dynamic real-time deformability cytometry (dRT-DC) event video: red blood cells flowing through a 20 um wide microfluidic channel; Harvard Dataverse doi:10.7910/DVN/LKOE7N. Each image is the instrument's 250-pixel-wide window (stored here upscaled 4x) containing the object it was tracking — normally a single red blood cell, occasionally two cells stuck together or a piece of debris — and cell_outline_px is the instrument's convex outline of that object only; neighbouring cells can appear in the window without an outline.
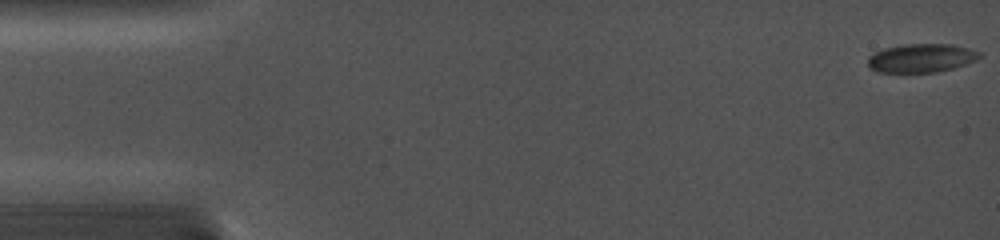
{"species": "common noctule bat (a hibernating species)", "species_latin": "Nyctalus noctula", "temperature_condition": "cold", "stored_images_in_passage": 39, "camera_frame_rate_fps": 5000, "um_per_image_px": 0.085, "animal": {"sex": "female", "body_mass_g": 19.0, "forearm_length_mm": 56.7}, "frame": {"image": 1, "passage_image": 1, "time_ms": 0.0, "image_size_px": [1000, 240], "cell_outline_px": [[980, 56], [976, 60], [952, 68], [936, 72], [876, 72], [868, 68], [868, 56], [884, 48], [904, 44], [952, 44], [968, 48], [980, 52]], "centroid_in_image_um": [78.27, 4.93], "position_along_channel_um": 6.7, "area_um2": 18.55}}
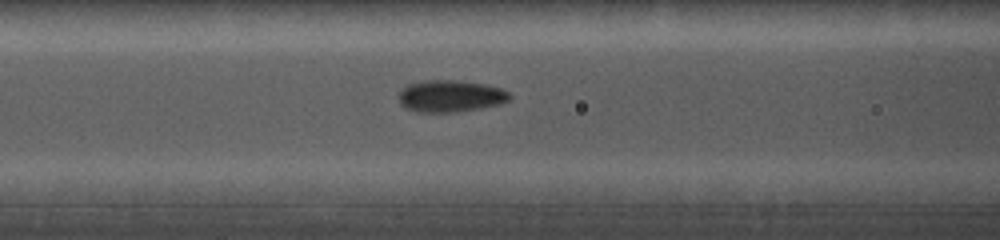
{"frame": {"image": 2, "passage_image": 21, "time_ms": 6.6, "image_size_px": [1000, 240], "cell_outline_px": [[512, 96], [508, 100], [500, 104], [480, 108], [456, 112], [416, 112], [404, 108], [400, 104], [400, 92], [408, 84], [428, 80], [456, 80], [484, 84], [500, 88], [508, 92]], "centroid_in_image_um": [38.28, 8.17], "position_along_channel_um": 128.3, "area_um2": 20.52}}
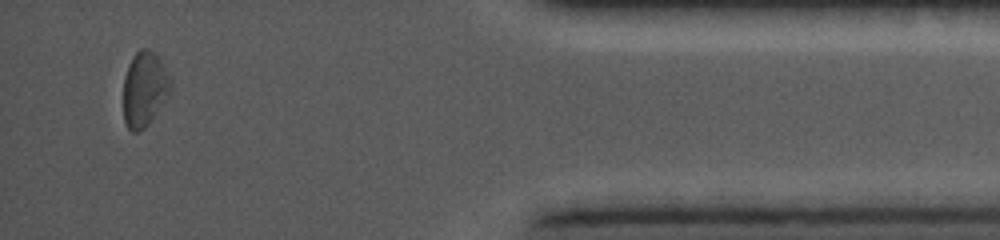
{"frame": {"image": 3, "passage_image": 39, "time_ms": 15.0, "image_size_px": [1000, 240], "cell_outline_px": [[172, 88], [148, 124], [144, 128], [136, 132], [132, 132], [128, 128], [124, 120], [124, 76], [128, 64], [132, 56], [140, 48], [148, 48], [160, 60], [172, 80]], "centroid_in_image_um": [12.26, 7.54], "position_along_channel_um": 422.9, "area_um2": 20.4}}